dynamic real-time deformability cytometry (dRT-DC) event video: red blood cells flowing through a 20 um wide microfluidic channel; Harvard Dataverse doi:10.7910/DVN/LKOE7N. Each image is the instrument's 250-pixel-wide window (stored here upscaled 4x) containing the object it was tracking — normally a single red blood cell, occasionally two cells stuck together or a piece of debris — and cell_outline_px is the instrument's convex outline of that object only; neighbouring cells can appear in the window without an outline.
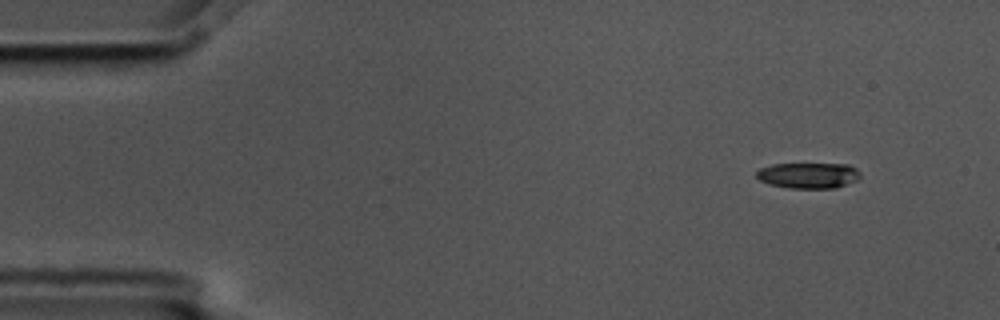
{"species": "common noctule bat (a hibernating species)", "species_latin": "Nyctalus noctula", "temperature_condition": "cold", "stored_images_in_passage": 5, "camera_frame_rate_fps": 3000, "um_per_image_px": 0.085, "animal": {"sex": "male", "body_mass_g": 17.5, "forearm_length_mm": 52.3}, "frame": {"image": 1, "passage_image": 2, "time_ms": 0.333, "image_size_px": [1000, 320], "cell_outline_px": [[860, 176], [856, 180], [836, 188], [788, 188], [772, 184], [760, 180], [756, 176], [756, 172], [760, 168], [772, 164], [848, 164], [856, 168], [860, 172]], "centroid_in_image_um": [68.72, 14.9], "position_along_channel_um": 16.3, "area_um2": 15.49}}
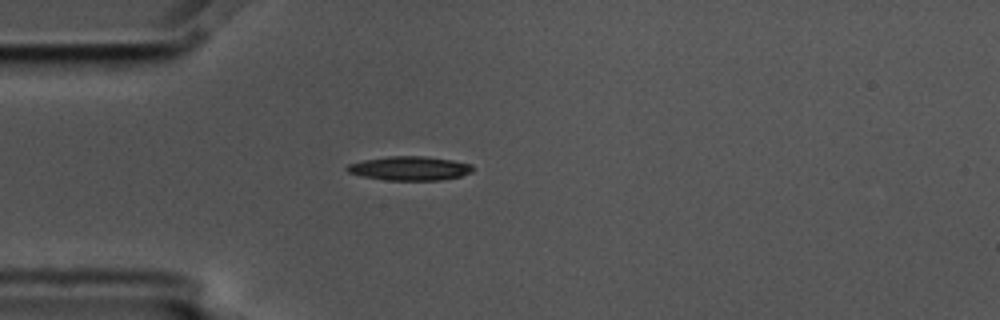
{"frame": {"image": 2, "passage_image": 5, "time_ms": 1.333, "image_size_px": [1000, 320], "cell_outline_px": [[472, 172], [460, 176], [440, 180], [384, 180], [364, 176], [348, 172], [344, 168], [348, 164], [364, 160], [388, 156], [424, 156], [452, 160], [472, 164]], "centroid_in_image_um": [34.81, 14.3], "position_along_channel_um": 50.2, "area_um2": 17.51}}